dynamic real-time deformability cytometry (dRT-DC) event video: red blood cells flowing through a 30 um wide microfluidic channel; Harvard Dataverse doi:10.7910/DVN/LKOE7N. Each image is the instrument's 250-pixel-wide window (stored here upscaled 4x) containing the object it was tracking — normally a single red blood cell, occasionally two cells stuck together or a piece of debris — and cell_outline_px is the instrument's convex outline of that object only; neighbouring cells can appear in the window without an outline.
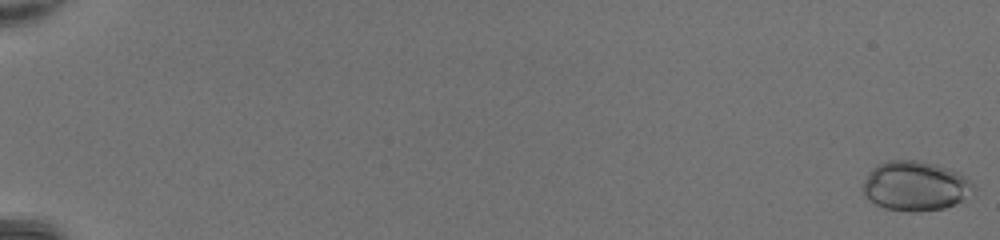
{"species": "common noctule bat (a hibernating species)", "species_latin": "Nyctalus noctula", "temperature_condition": "room temperature", "stored_images_in_passage": 50, "camera_frame_rate_fps": 3000, "um_per_image_px": 0.085, "animal": {"sex": "female", "body_mass_g": 20.0, "forearm_length_mm": 54.0}, "frame": {"image": 1, "passage_image": 1, "time_ms": 0.0, "image_size_px": [1000, 240], "cell_outline_px": [[976, 188], [960, 200], [944, 208], [916, 212], [912, 212], [884, 208], [876, 204], [860, 188], [864, 180], [872, 168], [876, 164], [888, 160], [920, 160], [936, 164], [948, 168], [964, 176]], "centroid_in_image_um": [77.75, 15.79], "position_along_channel_um": 7.2, "area_um2": 31.67}}
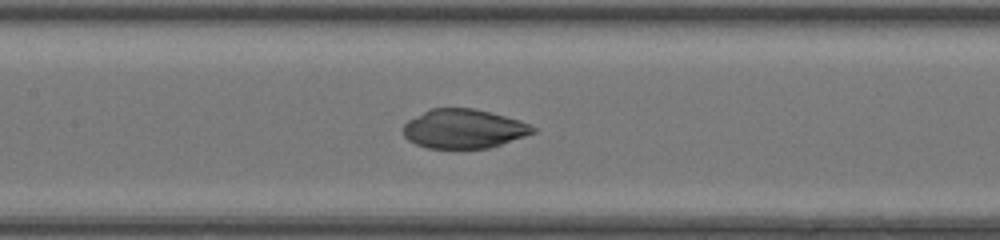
{"frame": {"image": 2, "passage_image": 27, "time_ms": 8.667, "image_size_px": [1000, 240], "cell_outline_px": [[536, 132], [488, 148], [428, 148], [416, 144], [408, 140], [404, 136], [404, 124], [408, 120], [432, 108], [472, 108], [492, 112], [520, 120], [536, 128]], "centroid_in_image_um": [39.42, 10.94], "position_along_channel_um": 168.0, "area_um2": 29.36}}
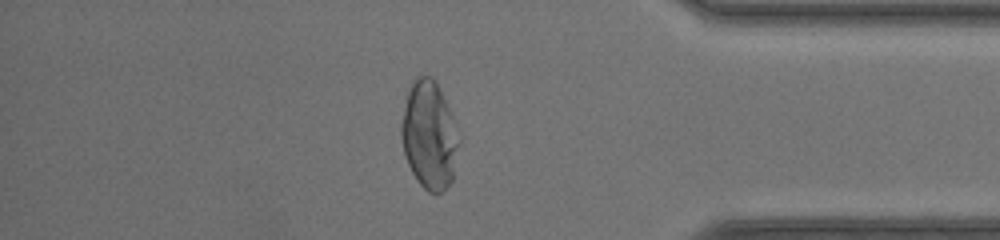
{"frame": {"image": 3, "passage_image": 44, "time_ms": 14.333, "image_size_px": [1000, 240], "cell_outline_px": [[460, 144], [452, 180], [436, 196], [428, 192], [416, 180], [404, 156], [400, 136], [400, 124], [408, 92], [416, 76], [432, 76], [452, 116], [460, 140]], "centroid_in_image_um": [36.47, 11.55], "position_along_channel_um": 398.7, "area_um2": 36.07}}